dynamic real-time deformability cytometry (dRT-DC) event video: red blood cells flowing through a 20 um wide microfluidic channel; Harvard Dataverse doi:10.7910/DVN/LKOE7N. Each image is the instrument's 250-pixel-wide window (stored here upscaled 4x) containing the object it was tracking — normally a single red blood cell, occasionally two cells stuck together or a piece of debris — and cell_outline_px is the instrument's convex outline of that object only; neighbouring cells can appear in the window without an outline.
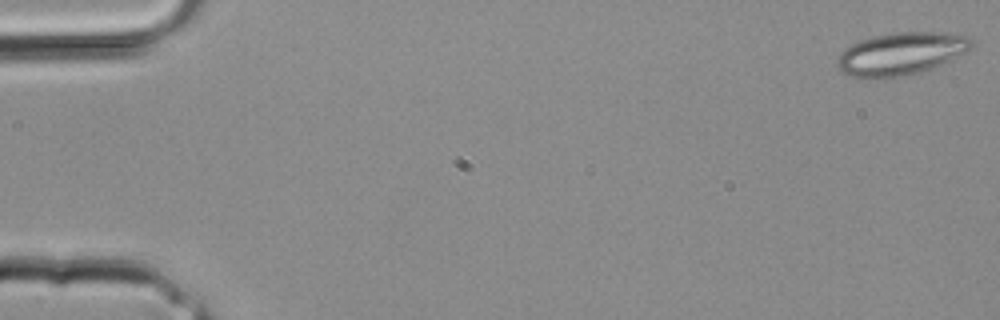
{"species": "common noctule bat (a hibernating species)", "species_latin": "Nyctalus noctula", "temperature_condition": "room temperature", "stored_images_in_passage": 33, "camera_frame_rate_fps": 3000, "um_per_image_px": 0.085, "animal": {"sex": "male", "body_mass_g": 20.4}, "frame": {"image": 1, "passage_image": 1, "time_ms": 0.0, "image_size_px": [1000, 320], "cell_outline_px": [[972, 44], [964, 52], [932, 68], [908, 76], [876, 80], [864, 80], [852, 76], [844, 72], [836, 64], [836, 60], [840, 52], [844, 48], [860, 40], [872, 36], [896, 32], [952, 32], [964, 36], [972, 40]], "centroid_in_image_um": [76.5, 4.59], "position_along_channel_um": 8.5, "area_um2": 33.64}}
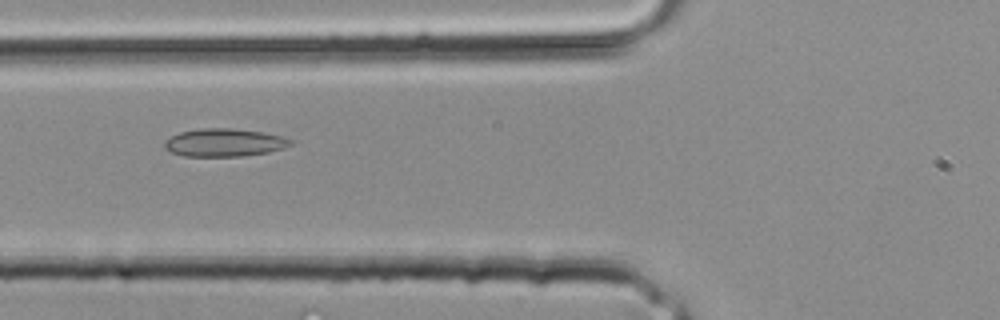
{"frame": {"image": 2, "passage_image": 13, "time_ms": 4.0, "image_size_px": [1000, 320], "cell_outline_px": [[292, 144], [284, 148], [268, 152], [244, 156], [184, 156], [172, 152], [164, 148], [164, 140], [180, 132], [200, 128], [232, 128], [260, 132], [280, 136], [292, 140]], "centroid_in_image_um": [19.04, 12.12], "position_along_channel_um": 106.8, "area_um2": 20.4}}
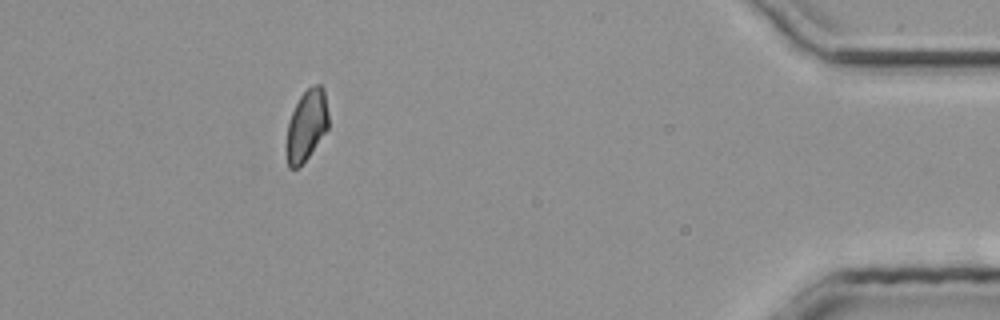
{"frame": {"image": 3, "passage_image": 30, "time_ms": 9.667, "image_size_px": [1000, 320], "cell_outline_px": [[328, 128], [300, 168], [288, 168], [288, 124], [292, 112], [300, 96], [312, 84], [320, 84], [324, 88], [328, 112]], "centroid_in_image_um": [26.09, 10.62], "position_along_channel_um": 409.1, "area_um2": 17.05}}